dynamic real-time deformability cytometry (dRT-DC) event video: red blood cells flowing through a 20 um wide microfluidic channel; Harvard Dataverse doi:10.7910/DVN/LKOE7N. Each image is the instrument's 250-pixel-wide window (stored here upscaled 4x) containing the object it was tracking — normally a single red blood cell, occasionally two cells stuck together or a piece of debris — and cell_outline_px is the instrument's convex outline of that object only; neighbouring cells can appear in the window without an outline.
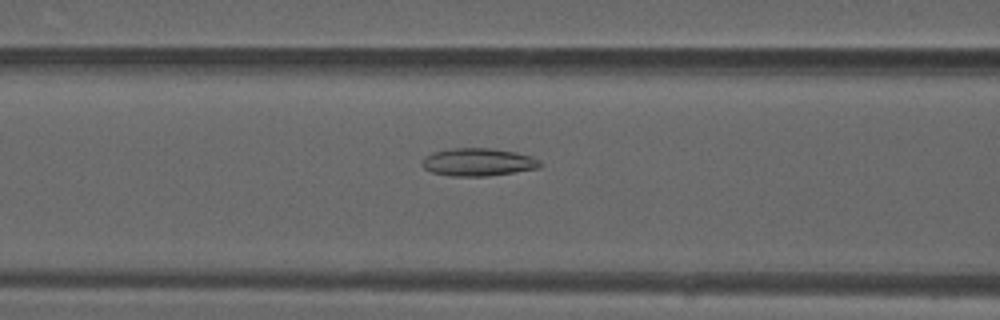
{"species": "common noctule bat (a hibernating species)", "species_latin": "Nyctalus noctula", "temperature_condition": "warm", "stored_images_in_passage": 32, "camera_frame_rate_fps": 3000, "um_per_image_px": 0.085, "animal": {"sex": "male", "forearm_length_mm": 52.5}, "frame": {"image": 1, "passage_image": 10, "time_ms": 3.0, "image_size_px": [1000, 320], "cell_outline_px": [[544, 164], [540, 168], [488, 176], [452, 176], [432, 172], [424, 168], [420, 164], [424, 156], [432, 152], [452, 148], [492, 148], [516, 152], [532, 156], [540, 160]], "centroid_in_image_um": [40.65, 13.77], "position_along_channel_um": 125.9, "area_um2": 19.36}}
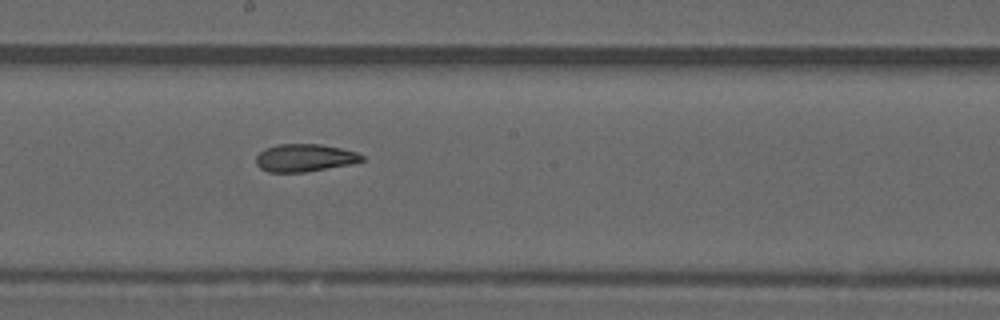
{"frame": {"image": 2, "passage_image": 17, "time_ms": 5.333, "image_size_px": [1000, 320], "cell_outline_px": [[364, 160], [352, 164], [304, 172], [268, 172], [260, 168], [256, 164], [256, 156], [264, 148], [280, 144], [320, 144], [340, 148], [356, 152], [364, 156]], "centroid_in_image_um": [25.88, 13.41], "position_along_channel_um": 222.3, "area_um2": 17.05}}
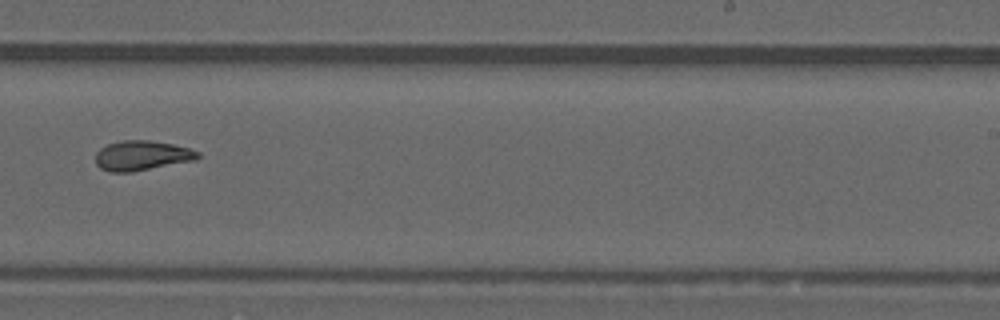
{"frame": {"image": 3, "passage_image": 21, "time_ms": 6.667, "image_size_px": [1000, 320], "cell_outline_px": [[200, 156], [196, 160], [132, 172], [112, 172], [100, 168], [96, 164], [96, 152], [100, 148], [108, 144], [120, 140], [148, 140], [172, 144], [188, 148], [200, 152]], "centroid_in_image_um": [12.05, 13.22], "position_along_channel_um": 276.9, "area_um2": 17.8}, "authors_computed_cell_mechanics": {"area_um2": 17.7735, "velocity_mm_per_s": 4.1382, "shape_relaxation_time_tau1_ms": null, "shape_relaxation_time_tau2_ms": 2.4326, "deformation_change_tau1": null, "deformation_change_tau2": 0.0872}}